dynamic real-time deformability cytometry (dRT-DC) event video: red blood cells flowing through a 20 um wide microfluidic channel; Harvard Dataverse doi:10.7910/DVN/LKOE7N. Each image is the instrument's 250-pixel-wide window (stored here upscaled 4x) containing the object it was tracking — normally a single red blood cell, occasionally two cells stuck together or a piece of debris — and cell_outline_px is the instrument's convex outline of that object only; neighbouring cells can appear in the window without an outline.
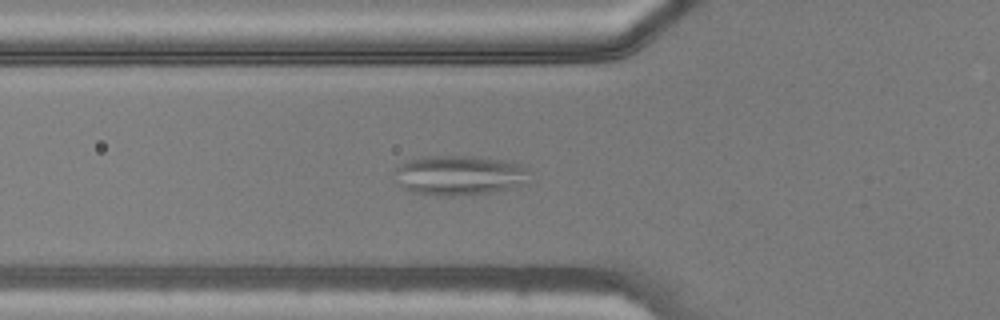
{"species": "common noctule bat (a hibernating species)", "species_latin": "Nyctalus noctula", "temperature_condition": "warm", "stored_images_in_passage": 37, "camera_frame_rate_fps": 3000, "um_per_image_px": 0.085, "animal": {"sex": "male", "body_mass_g": 20.5, "forearm_length_mm": 52.5}, "frame": {"image": 1, "passage_image": 7, "time_ms": 2.0, "image_size_px": [1000, 320], "cell_outline_px": [[528, 184], [488, 192], [452, 196], [436, 196], [412, 192], [400, 188], [396, 184], [392, 172], [400, 164], [408, 160], [420, 156], [480, 156], [504, 160], [520, 164], [524, 168]], "centroid_in_image_um": [38.93, 14.89], "position_along_channel_um": 86.9, "area_um2": 31.67}}
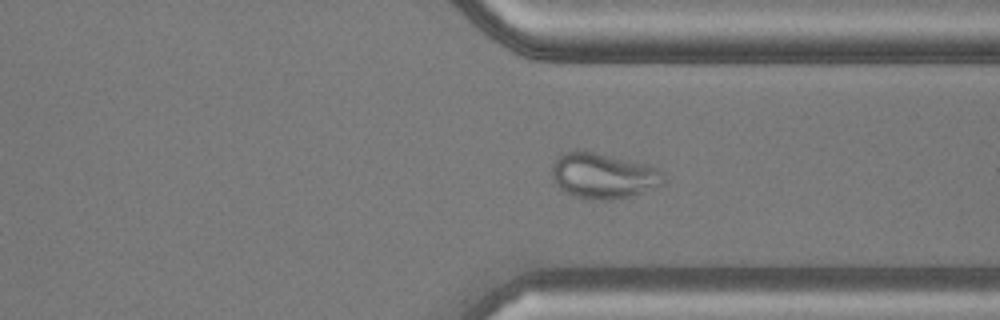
{"frame": {"image": 2, "passage_image": 26, "time_ms": 8.333, "image_size_px": [1000, 320], "cell_outline_px": [[664, 184], [628, 196], [612, 200], [604, 200], [576, 196], [560, 188], [556, 184], [552, 176], [552, 164], [556, 156], [564, 152], [576, 148], [584, 148], [648, 164], [664, 172]], "centroid_in_image_um": [51.25, 14.87], "position_along_channel_um": 360.1, "area_um2": 30.06}}
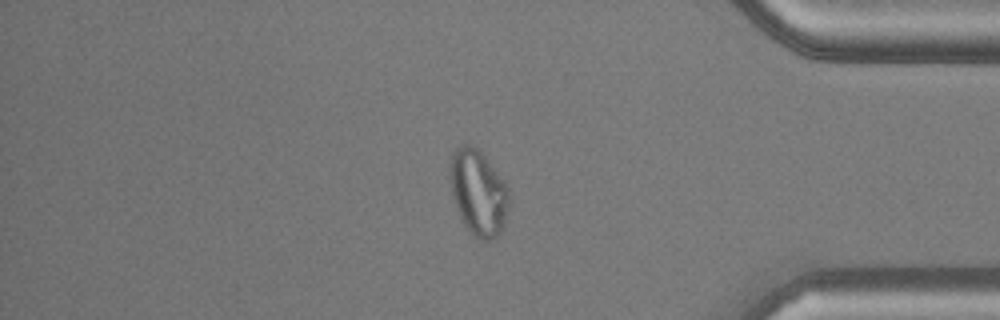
{"frame": {"image": 3, "passage_image": 30, "time_ms": 9.667, "image_size_px": [1000, 320], "cell_outline_px": [[508, 208], [504, 224], [496, 236], [492, 240], [480, 240], [468, 232], [456, 208], [452, 196], [448, 176], [448, 172], [452, 152], [460, 144], [472, 144], [480, 148], [504, 180], [508, 188]], "centroid_in_image_um": [40.62, 16.31], "position_along_channel_um": 394.6, "area_um2": 30.06}}